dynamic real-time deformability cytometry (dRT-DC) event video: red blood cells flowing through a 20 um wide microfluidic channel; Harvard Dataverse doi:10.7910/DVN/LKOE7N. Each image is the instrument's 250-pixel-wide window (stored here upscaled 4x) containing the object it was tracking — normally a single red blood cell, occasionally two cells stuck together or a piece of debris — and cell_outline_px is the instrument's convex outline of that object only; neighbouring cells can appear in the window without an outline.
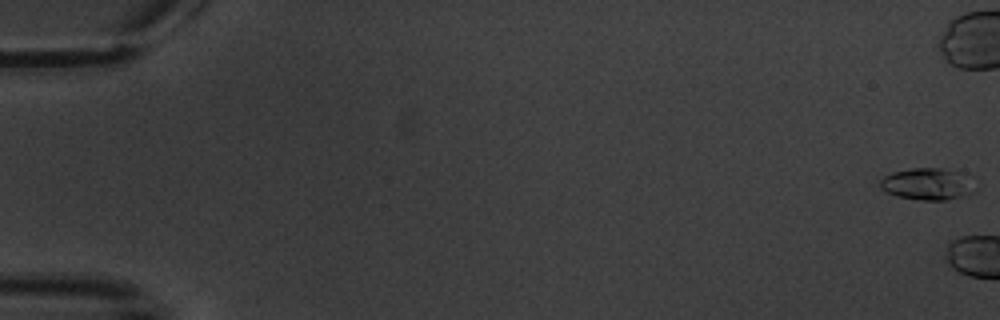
{"species": "common noctule bat (a hibernating species)", "species_latin": "Nyctalus noctula", "temperature_condition": "warm", "stored_images_in_passage": 6, "camera_frame_rate_fps": 3000, "um_per_image_px": 0.085, "animal": {"sex": "male", "body_mass_g": 20.1, "forearm_length_mm": 53.5}, "frame": {"image": 1, "passage_image": 1, "time_ms": 0.0, "image_size_px": [1000, 320], "cell_outline_px": [[976, 192], [964, 196], [944, 200], [920, 200], [896, 196], [884, 192], [880, 188], [880, 180], [884, 176], [892, 172], [912, 168], [940, 168], [968, 172], [972, 176], [976, 188]], "centroid_in_image_um": [78.92, 15.63], "position_along_channel_um": 6.1, "area_um2": 18.32}}